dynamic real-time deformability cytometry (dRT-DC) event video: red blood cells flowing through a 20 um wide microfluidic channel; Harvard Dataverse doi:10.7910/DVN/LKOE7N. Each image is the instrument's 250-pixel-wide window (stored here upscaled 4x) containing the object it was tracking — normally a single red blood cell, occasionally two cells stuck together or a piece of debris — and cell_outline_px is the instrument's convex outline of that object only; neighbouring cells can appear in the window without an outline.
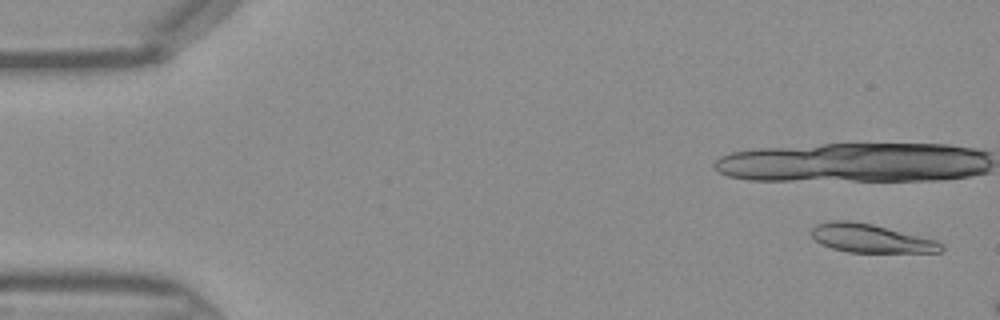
{"species": "Egyptian fruit bat (a non-hibernating species)", "species_latin": "Rousettus aegyptiacus", "temperature_condition": "warm", "stored_images_in_passage": 11, "camera_frame_rate_fps": 3000, "um_per_image_px": 0.085, "frame": {"image": 1, "passage_image": 2, "time_ms": 0.333, "image_size_px": [1000, 320], "cell_outline_px": [[944, 248], [940, 252], [848, 252], [832, 248], [816, 240], [812, 236], [812, 228], [816, 224], [836, 220], [844, 220], [872, 224], [936, 240], [944, 244]], "centroid_in_image_um": [74.04, 20.26], "position_along_channel_um": 11.0, "area_um2": 21.21}}